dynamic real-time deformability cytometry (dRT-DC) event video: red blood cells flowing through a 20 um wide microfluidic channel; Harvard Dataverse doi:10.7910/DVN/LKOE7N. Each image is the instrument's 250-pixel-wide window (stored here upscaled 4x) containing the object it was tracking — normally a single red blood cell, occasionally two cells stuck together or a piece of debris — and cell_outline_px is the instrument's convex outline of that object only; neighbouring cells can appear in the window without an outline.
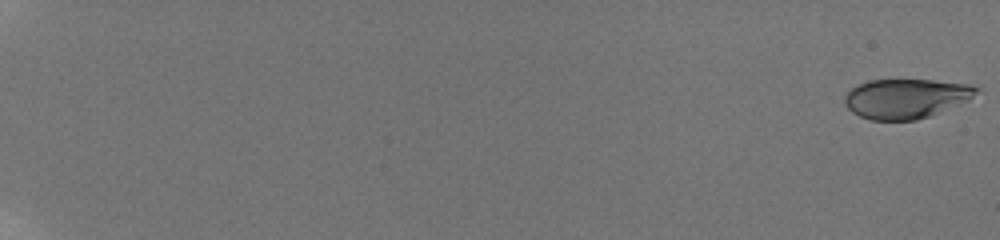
{"species": "human", "species_latin": "Homo sapiens", "temperature_condition": "room temperature", "stored_images_in_passage": 54, "camera_frame_rate_fps": 3000, "um_per_image_px": 0.085, "donor": {"sex": "male"}, "frame": {"image": 1, "passage_image": 1, "time_ms": 0.0, "image_size_px": [1000, 240], "cell_outline_px": [[976, 92], [968, 100], [960, 104], [928, 116], [916, 120], [872, 120], [860, 116], [852, 112], [844, 104], [844, 96], [852, 88], [868, 80], [932, 80], [968, 84], [976, 88]], "centroid_in_image_um": [76.96, 8.37], "position_along_channel_um": 8.0, "area_um2": 30.0}}
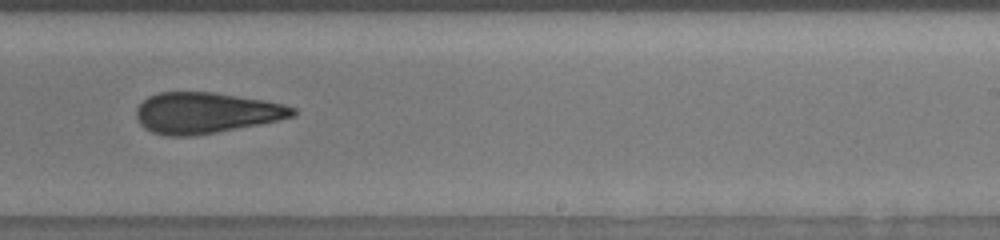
{"frame": {"image": 2, "passage_image": 36, "time_ms": 13.667, "image_size_px": [1000, 240], "cell_outline_px": [[296, 116], [260, 124], [216, 132], [192, 136], [168, 136], [152, 132], [144, 128], [140, 124], [136, 116], [136, 108], [148, 96], [160, 92], [212, 92], [264, 100], [284, 104], [296, 108]], "centroid_in_image_um": [17.5, 9.59], "position_along_channel_um": 271.5, "area_um2": 37.28}}
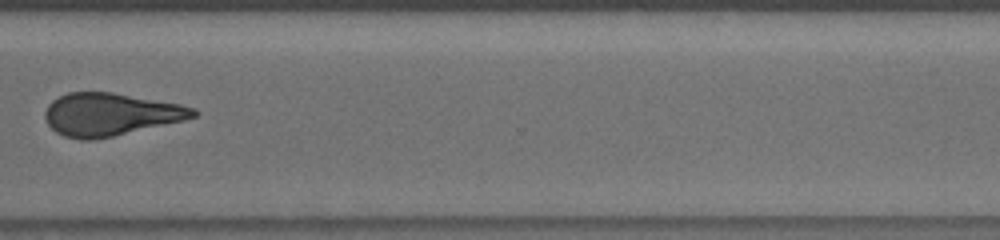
{"frame": {"image": 3, "passage_image": 40, "time_ms": 16.0, "image_size_px": [1000, 240], "cell_outline_px": [[200, 112], [196, 116], [184, 120], [96, 140], [80, 140], [64, 136], [56, 132], [48, 124], [44, 116], [44, 112], [48, 104], [52, 100], [68, 92], [112, 92], [180, 104], [196, 108]], "centroid_in_image_um": [9.37, 9.72], "position_along_channel_um": 361.2, "area_um2": 36.93}, "authors_computed_cell_mechanics": {"area_um2": 34.7667, "velocity_mm_per_s": 3.8415, "shape_relaxation_time_tau1_ms": 8.8397, "shape_relaxation_time_tau2_ms": 3.1812, "deformation_change_tau1": 0.2035, "deformation_change_tau2": 0.1097}}